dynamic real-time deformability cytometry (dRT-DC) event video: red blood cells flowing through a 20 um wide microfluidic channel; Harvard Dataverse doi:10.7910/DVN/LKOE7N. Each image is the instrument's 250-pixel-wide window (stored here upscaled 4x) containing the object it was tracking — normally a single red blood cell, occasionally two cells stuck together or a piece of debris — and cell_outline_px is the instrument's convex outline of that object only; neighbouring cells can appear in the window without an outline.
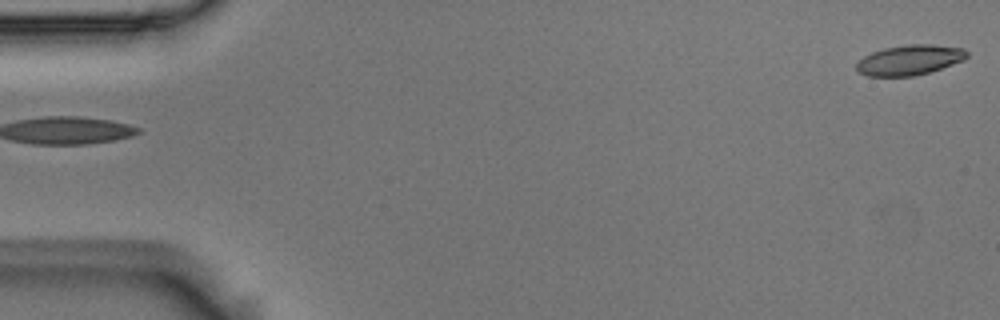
{"species": "Egyptian fruit bat (a non-hibernating species)", "species_latin": "Rousettus aegyptiacus", "temperature_condition": "room temperature", "stored_images_in_passage": 5, "segment_of_instrument_passage": [2, 2], "camera_frame_rate_fps": 3000, "um_per_image_px": 0.085, "animal": {"sex": "male"}, "frame": {"image": 1, "passage_image": 5, "time_ms": 1.333, "image_size_px": [1000, 320], "cell_outline_px": [[968, 56], [964, 60], [928, 72], [912, 76], [868, 76], [860, 72], [856, 68], [856, 64], [864, 56], [872, 52], [884, 48], [908, 44], [932, 44], [964, 48], [968, 52]], "centroid_in_image_um": [77.33, 5.08], "position_along_channel_um": 7.7, "area_um2": 19.25}}